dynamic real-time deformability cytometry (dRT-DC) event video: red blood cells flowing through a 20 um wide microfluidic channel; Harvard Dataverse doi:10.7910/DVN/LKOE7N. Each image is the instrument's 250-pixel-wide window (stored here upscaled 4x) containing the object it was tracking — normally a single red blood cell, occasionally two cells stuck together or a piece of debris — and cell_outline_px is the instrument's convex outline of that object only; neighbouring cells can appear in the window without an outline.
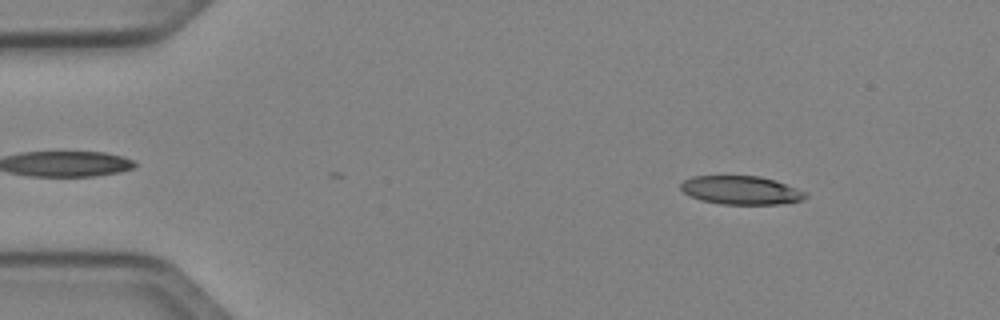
{"species": "Egyptian fruit bat (a non-hibernating species)", "species_latin": "Rousettus aegyptiacus", "temperature_condition": "cold", "stored_images_in_passage": 38, "camera_frame_rate_fps": 3000, "um_per_image_px": 0.085, "animal": {"sex": "female"}, "frame": {"image": 1, "passage_image": 1, "time_ms": 0.0, "image_size_px": [1000, 320], "cell_outline_px": [[808, 196], [804, 200], [776, 204], [720, 204], [700, 200], [684, 192], [680, 188], [680, 184], [684, 180], [692, 176], [760, 176], [776, 180], [808, 192]], "centroid_in_image_um": [63.02, 16.16], "position_along_channel_um": 22.0, "area_um2": 20.87}}
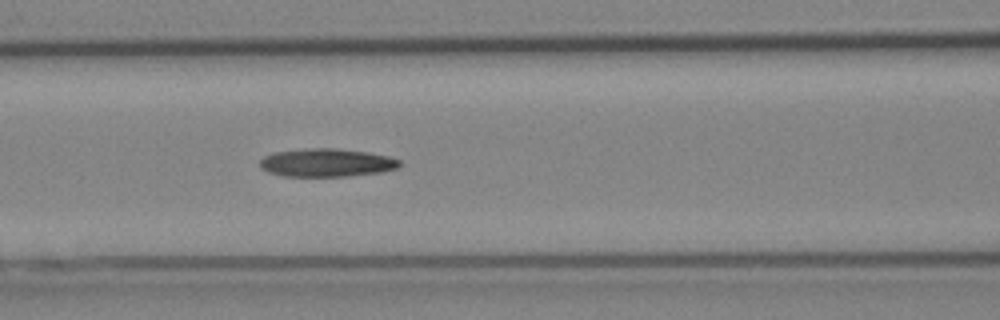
{"frame": {"image": 2, "passage_image": 16, "time_ms": 5.0, "image_size_px": [1000, 320], "cell_outline_px": [[400, 164], [396, 168], [380, 172], [348, 176], [284, 176], [268, 172], [260, 168], [260, 160], [264, 156], [272, 152], [312, 148], [332, 148], [368, 152], [388, 156], [400, 160]], "centroid_in_image_um": [27.72, 13.82], "position_along_channel_um": 138.9, "area_um2": 22.83}}
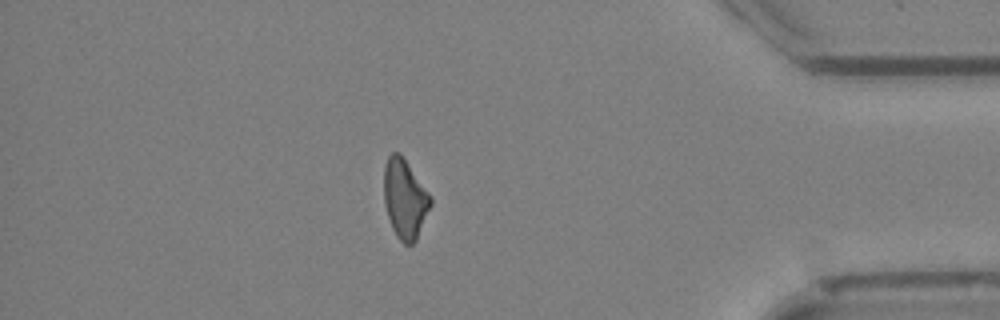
{"frame": {"image": 3, "passage_image": 38, "time_ms": 12.333, "image_size_px": [1000, 320], "cell_outline_px": [[432, 204], [416, 240], [412, 244], [404, 244], [396, 236], [392, 228], [384, 204], [384, 168], [388, 156], [392, 152], [400, 152], [432, 196]], "centroid_in_image_um": [34.42, 16.89], "position_along_channel_um": 400.8, "area_um2": 21.68}}